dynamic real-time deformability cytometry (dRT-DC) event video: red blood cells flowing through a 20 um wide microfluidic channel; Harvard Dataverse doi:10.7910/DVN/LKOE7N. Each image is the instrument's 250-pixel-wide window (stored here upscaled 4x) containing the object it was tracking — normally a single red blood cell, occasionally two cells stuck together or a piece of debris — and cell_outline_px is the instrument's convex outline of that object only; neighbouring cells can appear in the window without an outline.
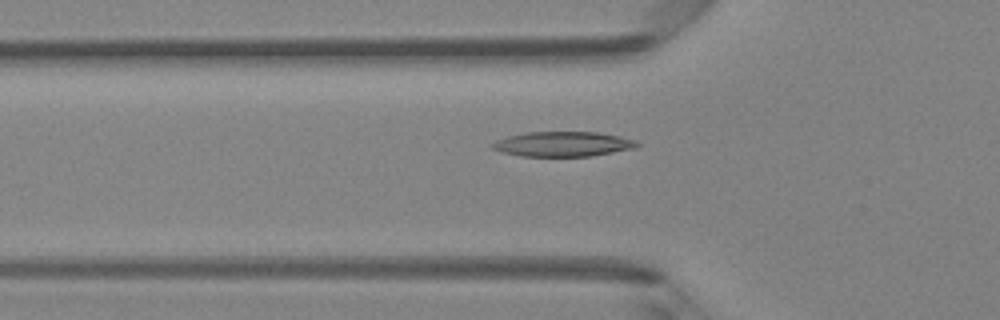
{"species": "Egyptian fruit bat (a non-hibernating species)", "species_latin": "Rousettus aegyptiacus", "temperature_condition": "room temperature", "stored_images_in_passage": 36, "camera_frame_rate_fps": 3000, "um_per_image_px": 0.085, "animal": {"sex": "female"}, "frame": {"image": 1, "passage_image": 4, "time_ms": 1.0, "image_size_px": [1000, 320], "cell_outline_px": [[640, 144], [636, 148], [592, 156], [520, 156], [504, 152], [492, 148], [492, 144], [496, 140], [508, 136], [524, 132], [596, 132], [620, 136], [636, 140]], "centroid_in_image_um": [47.88, 12.24], "position_along_channel_um": 77.9, "area_um2": 20.98}}
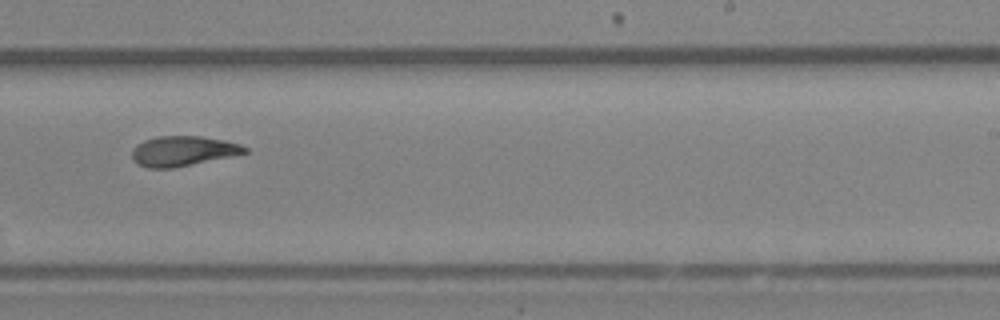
{"frame": {"image": 2, "passage_image": 18, "time_ms": 5.667, "image_size_px": [1000, 320], "cell_outline_px": [[248, 152], [172, 168], [148, 168], [132, 160], [132, 148], [136, 144], [144, 140], [156, 136], [200, 136], [224, 140], [240, 144], [248, 148]], "centroid_in_image_um": [15.5, 12.82], "position_along_channel_um": 273.5, "area_um2": 19.54}}
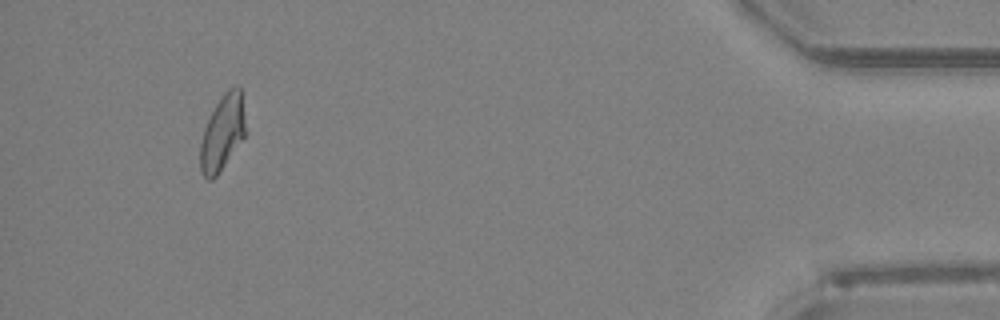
{"frame": {"image": 3, "passage_image": 33, "time_ms": 10.667, "image_size_px": [1000, 320], "cell_outline_px": [[244, 136], [216, 176], [212, 180], [208, 180], [200, 172], [200, 144], [204, 128], [216, 104], [224, 92], [228, 88], [240, 84], [244, 120]], "centroid_in_image_um": [18.88, 11.27], "position_along_channel_um": 416.3, "area_um2": 19.42}, "authors_computed_cell_mechanics": {"area_um2": 19.9699, "velocity_mm_per_s": 4.2032, "shape_relaxation_time_tau1_ms": 7.8404, "shape_relaxation_time_tau2_ms": 2.7317, "deformation_change_tau1": 0.2222, "deformation_change_tau2": 0.1052}}